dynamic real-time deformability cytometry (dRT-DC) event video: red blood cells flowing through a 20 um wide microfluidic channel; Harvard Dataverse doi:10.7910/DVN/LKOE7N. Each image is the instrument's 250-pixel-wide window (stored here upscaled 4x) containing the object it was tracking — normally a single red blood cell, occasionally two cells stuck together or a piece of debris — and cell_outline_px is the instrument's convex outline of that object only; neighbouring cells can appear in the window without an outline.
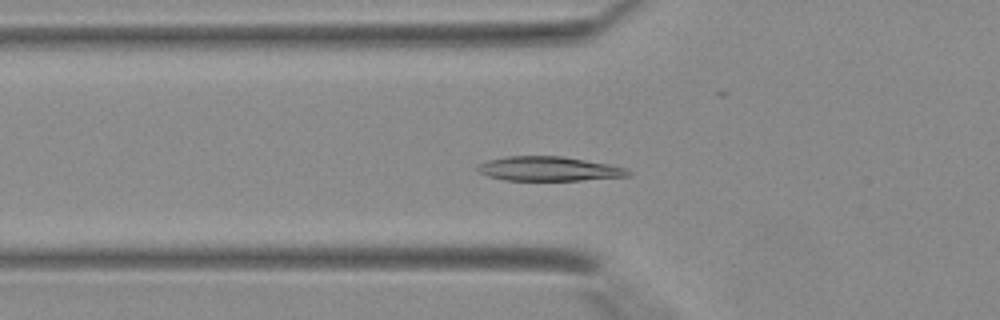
{"species": "Egyptian fruit bat (a non-hibernating species)", "species_latin": "Rousettus aegyptiacus", "temperature_condition": "warm", "stored_images_in_passage": 40, "segment_of_instrument_passage": [1, 2], "camera_frame_rate_fps": 3000, "um_per_image_px": 0.085, "animal": {"sex": "female"}, "frame": {"image": 1, "passage_image": 12, "time_ms": 3.667, "image_size_px": [1000, 320], "cell_outline_px": [[632, 172], [628, 176], [580, 180], [504, 180], [488, 176], [480, 172], [476, 168], [476, 164], [488, 160], [508, 156], [564, 156], [608, 164], [624, 168]], "centroid_in_image_um": [46.61, 14.34], "position_along_channel_um": 79.2, "area_um2": 21.27}}
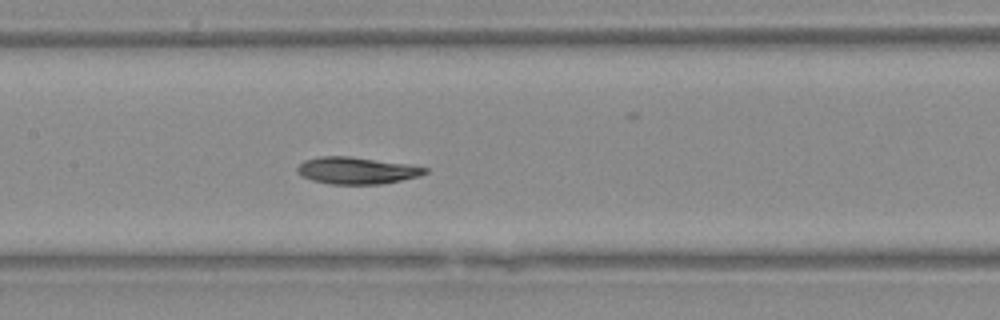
{"frame": {"image": 2, "passage_image": 18, "time_ms": 5.667, "image_size_px": [1000, 320], "cell_outline_px": [[428, 172], [420, 176], [380, 184], [328, 184], [312, 180], [296, 172], [296, 168], [304, 160], [320, 156], [348, 156], [408, 164], [428, 168]], "centroid_in_image_um": [30.31, 14.49], "position_along_channel_um": 177.1, "area_um2": 19.94}}
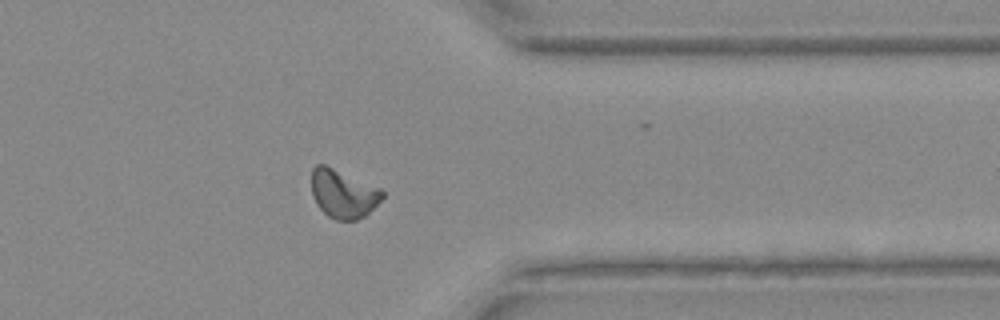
{"frame": {"image": 3, "passage_image": 31, "time_ms": 10.0, "image_size_px": [1000, 320], "cell_outline_px": [[384, 196], [364, 216], [356, 220], [336, 220], [328, 216], [316, 204], [312, 196], [312, 168], [316, 164], [324, 164], [380, 188], [384, 192]], "centroid_in_image_um": [29.14, 16.47], "position_along_channel_um": 382.3, "area_um2": 19.77}}